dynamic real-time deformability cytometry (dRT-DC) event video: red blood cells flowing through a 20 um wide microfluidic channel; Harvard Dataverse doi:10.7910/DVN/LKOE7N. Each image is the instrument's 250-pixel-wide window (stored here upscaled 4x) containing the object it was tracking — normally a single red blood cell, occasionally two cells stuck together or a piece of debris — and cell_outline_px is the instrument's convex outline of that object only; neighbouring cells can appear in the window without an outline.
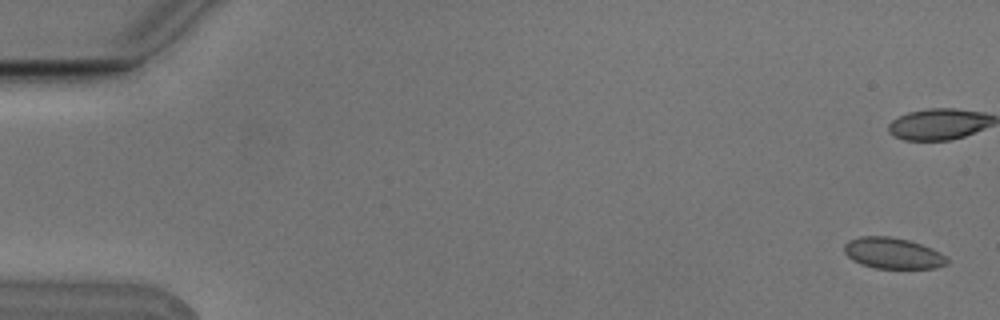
{"species": "Egyptian fruit bat (a non-hibernating species)", "species_latin": "Rousettus aegyptiacus", "temperature_condition": "cold", "stored_images_in_passage": 8, "segment_of_instrument_passage": [1, 2], "camera_frame_rate_fps": 3000, "um_per_image_px": 0.085, "animal": {"sex": "male"}, "frame": {"image": 1, "passage_image": 1, "time_ms": 0.0, "image_size_px": [1000, 320], "cell_outline_px": [[948, 264], [936, 268], [876, 268], [860, 264], [852, 260], [844, 252], [844, 244], [848, 240], [860, 236], [888, 236], [908, 240], [932, 248], [944, 256], [948, 260]], "centroid_in_image_um": [75.86, 21.52], "position_along_channel_um": 9.1, "area_um2": 18.55}}
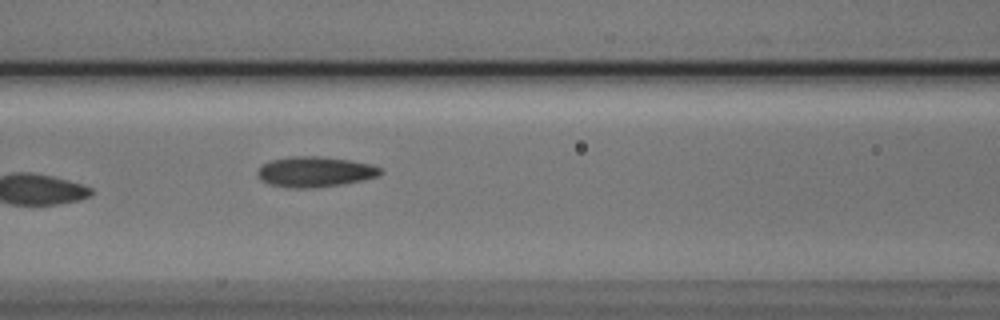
{"frame": {"image": 2, "passage_image": 7, "time_ms": 2.0, "image_size_px": [1000, 320], "cell_outline_px": [[384, 172], [380, 176], [364, 180], [340, 184], [312, 188], [292, 188], [268, 184], [260, 180], [256, 176], [256, 172], [264, 164], [272, 160], [292, 156], [320, 156], [348, 160], [372, 164], [380, 168]], "centroid_in_image_um": [26.78, 14.61], "position_along_channel_um": 139.8, "area_um2": 21.85}}